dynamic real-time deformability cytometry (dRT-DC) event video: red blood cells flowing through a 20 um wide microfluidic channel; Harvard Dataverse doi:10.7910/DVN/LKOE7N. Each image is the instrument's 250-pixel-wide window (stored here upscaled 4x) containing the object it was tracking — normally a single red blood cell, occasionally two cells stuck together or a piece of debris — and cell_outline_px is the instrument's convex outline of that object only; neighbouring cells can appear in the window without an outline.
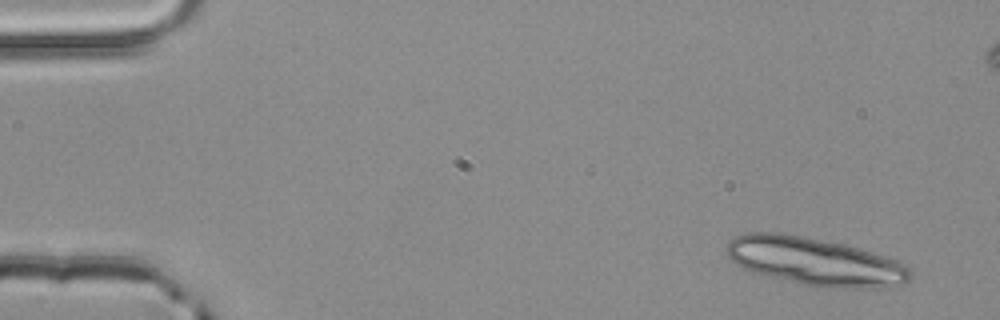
{"species": "common noctule bat (a hibernating species)", "species_latin": "Nyctalus noctula", "temperature_condition": "room temperature", "stored_images_in_passage": 5, "camera_frame_rate_fps": 3000, "um_per_image_px": 0.085, "animal": {"sex": "male", "body_mass_g": 20.4}, "frame": {"image": 1, "passage_image": 1, "time_ms": 0.0, "image_size_px": [1000, 320], "cell_outline_px": [[912, 280], [904, 284], [888, 288], [812, 288], [756, 272], [736, 264], [728, 256], [724, 248], [736, 236], [748, 232], [780, 232], [804, 236], [848, 244], [908, 264], [912, 272]], "centroid_in_image_um": [69.36, 22.24], "position_along_channel_um": 15.6, "area_um2": 52.19}}